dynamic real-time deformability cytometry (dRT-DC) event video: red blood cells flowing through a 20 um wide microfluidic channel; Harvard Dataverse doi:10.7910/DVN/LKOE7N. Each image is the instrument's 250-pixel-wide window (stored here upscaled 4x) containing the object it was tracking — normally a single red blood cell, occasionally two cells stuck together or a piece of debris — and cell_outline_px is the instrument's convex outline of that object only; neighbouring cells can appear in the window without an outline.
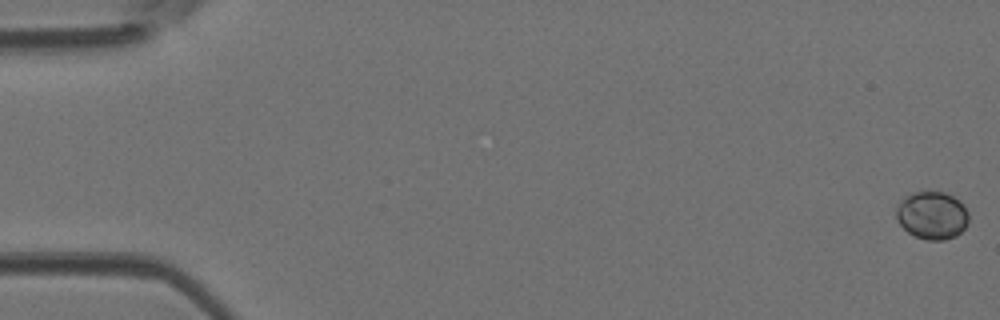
{"species": "Egyptian fruit bat (a non-hibernating species)", "species_latin": "Rousettus aegyptiacus", "temperature_condition": "room temperature", "stored_images_in_passage": 47, "camera_frame_rate_fps": 3000, "um_per_image_px": 0.085, "animal": {"sex": "female"}, "frame": {"image": 1, "passage_image": 1, "time_ms": 0.0, "image_size_px": [1000, 320], "cell_outline_px": [[968, 224], [956, 236], [944, 240], [928, 240], [916, 236], [908, 232], [896, 220], [896, 204], [904, 196], [912, 192], [944, 192], [952, 196], [964, 204], [968, 212]], "centroid_in_image_um": [79.21, 18.29], "position_along_channel_um": 5.8, "area_um2": 20.35}}
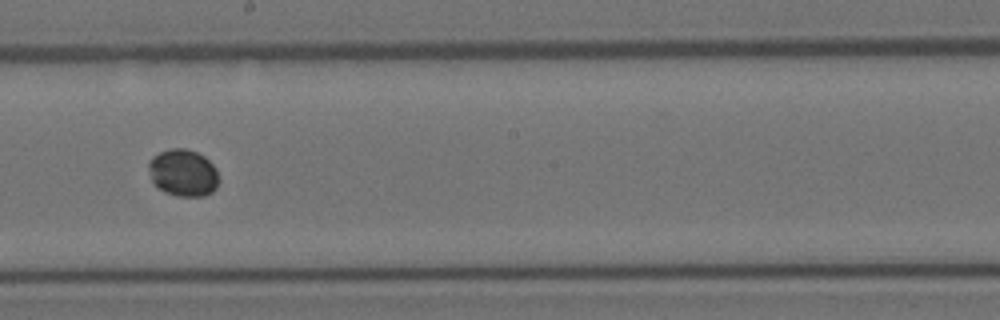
{"frame": {"image": 2, "passage_image": 27, "time_ms": 8.667, "image_size_px": [1000, 320], "cell_outline_px": [[220, 180], [216, 188], [212, 192], [204, 196], [180, 196], [164, 192], [156, 188], [152, 180], [148, 168], [148, 164], [152, 156], [160, 152], [172, 148], [184, 148], [196, 152], [204, 156], [216, 168]], "centroid_in_image_um": [15.57, 14.7], "position_along_channel_um": 232.6, "area_um2": 19.42}}
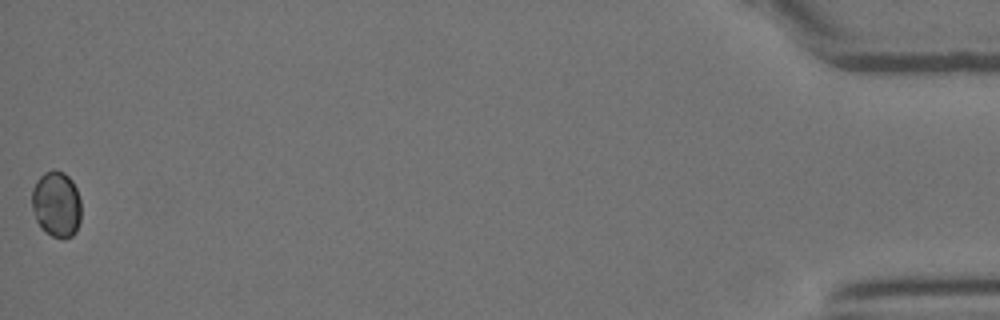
{"frame": {"image": 3, "passage_image": 47, "time_ms": 15.333, "image_size_px": [1000, 320], "cell_outline_px": [[80, 220], [76, 232], [72, 236], [52, 236], [36, 220], [32, 208], [32, 188], [36, 180], [44, 172], [52, 168], [64, 172], [72, 180], [76, 188], [80, 200]], "centroid_in_image_um": [4.79, 17.28], "position_along_channel_um": 430.4, "area_um2": 18.79}}